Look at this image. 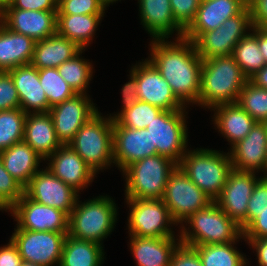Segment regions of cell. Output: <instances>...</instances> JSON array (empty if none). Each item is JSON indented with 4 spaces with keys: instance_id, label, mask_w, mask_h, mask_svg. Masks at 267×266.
I'll use <instances>...</instances> for the list:
<instances>
[{
    "instance_id": "obj_54",
    "label": "cell",
    "mask_w": 267,
    "mask_h": 266,
    "mask_svg": "<svg viewBox=\"0 0 267 266\" xmlns=\"http://www.w3.org/2000/svg\"><path fill=\"white\" fill-rule=\"evenodd\" d=\"M0 210L8 211L12 216V205L0 194Z\"/></svg>"
},
{
    "instance_id": "obj_11",
    "label": "cell",
    "mask_w": 267,
    "mask_h": 266,
    "mask_svg": "<svg viewBox=\"0 0 267 266\" xmlns=\"http://www.w3.org/2000/svg\"><path fill=\"white\" fill-rule=\"evenodd\" d=\"M162 200L172 219L179 224L178 227L192 214L213 202L189 179L179 165L169 176Z\"/></svg>"
},
{
    "instance_id": "obj_36",
    "label": "cell",
    "mask_w": 267,
    "mask_h": 266,
    "mask_svg": "<svg viewBox=\"0 0 267 266\" xmlns=\"http://www.w3.org/2000/svg\"><path fill=\"white\" fill-rule=\"evenodd\" d=\"M26 115L21 108L0 111V152L23 141Z\"/></svg>"
},
{
    "instance_id": "obj_41",
    "label": "cell",
    "mask_w": 267,
    "mask_h": 266,
    "mask_svg": "<svg viewBox=\"0 0 267 266\" xmlns=\"http://www.w3.org/2000/svg\"><path fill=\"white\" fill-rule=\"evenodd\" d=\"M267 208V176H262L255 184L249 198L246 215V227Z\"/></svg>"
},
{
    "instance_id": "obj_50",
    "label": "cell",
    "mask_w": 267,
    "mask_h": 266,
    "mask_svg": "<svg viewBox=\"0 0 267 266\" xmlns=\"http://www.w3.org/2000/svg\"><path fill=\"white\" fill-rule=\"evenodd\" d=\"M253 25L263 27L267 23V0H248Z\"/></svg>"
},
{
    "instance_id": "obj_16",
    "label": "cell",
    "mask_w": 267,
    "mask_h": 266,
    "mask_svg": "<svg viewBox=\"0 0 267 266\" xmlns=\"http://www.w3.org/2000/svg\"><path fill=\"white\" fill-rule=\"evenodd\" d=\"M12 216L23 230L68 233L69 216L65 212L39 204L25 194L12 206Z\"/></svg>"
},
{
    "instance_id": "obj_24",
    "label": "cell",
    "mask_w": 267,
    "mask_h": 266,
    "mask_svg": "<svg viewBox=\"0 0 267 266\" xmlns=\"http://www.w3.org/2000/svg\"><path fill=\"white\" fill-rule=\"evenodd\" d=\"M14 81L20 100V108L25 113L49 112L50 105L43 90L38 69L31 63L8 71Z\"/></svg>"
},
{
    "instance_id": "obj_5",
    "label": "cell",
    "mask_w": 267,
    "mask_h": 266,
    "mask_svg": "<svg viewBox=\"0 0 267 266\" xmlns=\"http://www.w3.org/2000/svg\"><path fill=\"white\" fill-rule=\"evenodd\" d=\"M178 165L213 201L220 196L233 169L229 151L226 153L208 148L188 150Z\"/></svg>"
},
{
    "instance_id": "obj_13",
    "label": "cell",
    "mask_w": 267,
    "mask_h": 266,
    "mask_svg": "<svg viewBox=\"0 0 267 266\" xmlns=\"http://www.w3.org/2000/svg\"><path fill=\"white\" fill-rule=\"evenodd\" d=\"M130 71L136 76L139 100L165 111L187 109L177 99L169 83L148 58L133 65Z\"/></svg>"
},
{
    "instance_id": "obj_12",
    "label": "cell",
    "mask_w": 267,
    "mask_h": 266,
    "mask_svg": "<svg viewBox=\"0 0 267 266\" xmlns=\"http://www.w3.org/2000/svg\"><path fill=\"white\" fill-rule=\"evenodd\" d=\"M67 234L50 231H29L16 226L10 239L16 245L23 261L43 266H59Z\"/></svg>"
},
{
    "instance_id": "obj_25",
    "label": "cell",
    "mask_w": 267,
    "mask_h": 266,
    "mask_svg": "<svg viewBox=\"0 0 267 266\" xmlns=\"http://www.w3.org/2000/svg\"><path fill=\"white\" fill-rule=\"evenodd\" d=\"M23 141L44 160L62 145L49 112L27 113Z\"/></svg>"
},
{
    "instance_id": "obj_7",
    "label": "cell",
    "mask_w": 267,
    "mask_h": 266,
    "mask_svg": "<svg viewBox=\"0 0 267 266\" xmlns=\"http://www.w3.org/2000/svg\"><path fill=\"white\" fill-rule=\"evenodd\" d=\"M177 163L154 155L129 165L123 172L126 199H162L171 172Z\"/></svg>"
},
{
    "instance_id": "obj_14",
    "label": "cell",
    "mask_w": 267,
    "mask_h": 266,
    "mask_svg": "<svg viewBox=\"0 0 267 266\" xmlns=\"http://www.w3.org/2000/svg\"><path fill=\"white\" fill-rule=\"evenodd\" d=\"M24 194L31 200L59 209L68 216L80 196L79 192L62 182L47 168L40 169L30 179V182L24 188Z\"/></svg>"
},
{
    "instance_id": "obj_49",
    "label": "cell",
    "mask_w": 267,
    "mask_h": 266,
    "mask_svg": "<svg viewBox=\"0 0 267 266\" xmlns=\"http://www.w3.org/2000/svg\"><path fill=\"white\" fill-rule=\"evenodd\" d=\"M22 262L23 259L11 239L7 245L0 247V266H21Z\"/></svg>"
},
{
    "instance_id": "obj_28",
    "label": "cell",
    "mask_w": 267,
    "mask_h": 266,
    "mask_svg": "<svg viewBox=\"0 0 267 266\" xmlns=\"http://www.w3.org/2000/svg\"><path fill=\"white\" fill-rule=\"evenodd\" d=\"M4 168L24 188L30 179L40 170V162L45 161L24 141L13 144L0 152Z\"/></svg>"
},
{
    "instance_id": "obj_45",
    "label": "cell",
    "mask_w": 267,
    "mask_h": 266,
    "mask_svg": "<svg viewBox=\"0 0 267 266\" xmlns=\"http://www.w3.org/2000/svg\"><path fill=\"white\" fill-rule=\"evenodd\" d=\"M169 266H203V264L193 246L180 242L172 253Z\"/></svg>"
},
{
    "instance_id": "obj_20",
    "label": "cell",
    "mask_w": 267,
    "mask_h": 266,
    "mask_svg": "<svg viewBox=\"0 0 267 266\" xmlns=\"http://www.w3.org/2000/svg\"><path fill=\"white\" fill-rule=\"evenodd\" d=\"M49 161V162H47ZM49 171L65 184L81 193L96 177L94 171L67 145H61L46 161Z\"/></svg>"
},
{
    "instance_id": "obj_23",
    "label": "cell",
    "mask_w": 267,
    "mask_h": 266,
    "mask_svg": "<svg viewBox=\"0 0 267 266\" xmlns=\"http://www.w3.org/2000/svg\"><path fill=\"white\" fill-rule=\"evenodd\" d=\"M142 26L152 39L182 38L184 29L175 21L170 0H138ZM171 35V36H170Z\"/></svg>"
},
{
    "instance_id": "obj_32",
    "label": "cell",
    "mask_w": 267,
    "mask_h": 266,
    "mask_svg": "<svg viewBox=\"0 0 267 266\" xmlns=\"http://www.w3.org/2000/svg\"><path fill=\"white\" fill-rule=\"evenodd\" d=\"M104 253L101 244L77 239L67 234L59 266H102Z\"/></svg>"
},
{
    "instance_id": "obj_55",
    "label": "cell",
    "mask_w": 267,
    "mask_h": 266,
    "mask_svg": "<svg viewBox=\"0 0 267 266\" xmlns=\"http://www.w3.org/2000/svg\"><path fill=\"white\" fill-rule=\"evenodd\" d=\"M12 0H0V11L7 7Z\"/></svg>"
},
{
    "instance_id": "obj_43",
    "label": "cell",
    "mask_w": 267,
    "mask_h": 266,
    "mask_svg": "<svg viewBox=\"0 0 267 266\" xmlns=\"http://www.w3.org/2000/svg\"><path fill=\"white\" fill-rule=\"evenodd\" d=\"M201 0H170L175 21L186 30L196 17Z\"/></svg>"
},
{
    "instance_id": "obj_46",
    "label": "cell",
    "mask_w": 267,
    "mask_h": 266,
    "mask_svg": "<svg viewBox=\"0 0 267 266\" xmlns=\"http://www.w3.org/2000/svg\"><path fill=\"white\" fill-rule=\"evenodd\" d=\"M130 73V80L124 84V86L121 89V95H122V109L121 111L117 112L116 114L109 116L112 118V120H115L123 111L131 108L134 104H136L138 99V91H137V82H136V76L129 71Z\"/></svg>"
},
{
    "instance_id": "obj_22",
    "label": "cell",
    "mask_w": 267,
    "mask_h": 266,
    "mask_svg": "<svg viewBox=\"0 0 267 266\" xmlns=\"http://www.w3.org/2000/svg\"><path fill=\"white\" fill-rule=\"evenodd\" d=\"M248 0H201L196 17L183 37L195 41L202 33L219 28L228 19L240 14Z\"/></svg>"
},
{
    "instance_id": "obj_33",
    "label": "cell",
    "mask_w": 267,
    "mask_h": 266,
    "mask_svg": "<svg viewBox=\"0 0 267 266\" xmlns=\"http://www.w3.org/2000/svg\"><path fill=\"white\" fill-rule=\"evenodd\" d=\"M251 32L236 44L232 54L248 79L266 65L259 50L258 27L254 26Z\"/></svg>"
},
{
    "instance_id": "obj_19",
    "label": "cell",
    "mask_w": 267,
    "mask_h": 266,
    "mask_svg": "<svg viewBox=\"0 0 267 266\" xmlns=\"http://www.w3.org/2000/svg\"><path fill=\"white\" fill-rule=\"evenodd\" d=\"M1 23L13 32L32 38L35 42L56 34L57 11L4 8Z\"/></svg>"
},
{
    "instance_id": "obj_15",
    "label": "cell",
    "mask_w": 267,
    "mask_h": 266,
    "mask_svg": "<svg viewBox=\"0 0 267 266\" xmlns=\"http://www.w3.org/2000/svg\"><path fill=\"white\" fill-rule=\"evenodd\" d=\"M256 172L232 169L227 177L220 196L215 200L218 206L243 231L246 228V215L249 198L256 182L262 177Z\"/></svg>"
},
{
    "instance_id": "obj_29",
    "label": "cell",
    "mask_w": 267,
    "mask_h": 266,
    "mask_svg": "<svg viewBox=\"0 0 267 266\" xmlns=\"http://www.w3.org/2000/svg\"><path fill=\"white\" fill-rule=\"evenodd\" d=\"M35 41L23 34L13 32L0 23V71H10L30 64Z\"/></svg>"
},
{
    "instance_id": "obj_30",
    "label": "cell",
    "mask_w": 267,
    "mask_h": 266,
    "mask_svg": "<svg viewBox=\"0 0 267 266\" xmlns=\"http://www.w3.org/2000/svg\"><path fill=\"white\" fill-rule=\"evenodd\" d=\"M81 50L82 48L74 41L56 33L49 38L35 42L31 64L37 69L57 68Z\"/></svg>"
},
{
    "instance_id": "obj_57",
    "label": "cell",
    "mask_w": 267,
    "mask_h": 266,
    "mask_svg": "<svg viewBox=\"0 0 267 266\" xmlns=\"http://www.w3.org/2000/svg\"><path fill=\"white\" fill-rule=\"evenodd\" d=\"M101 1L106 5V7H108L110 4H113L114 2L116 3V1L118 0H101Z\"/></svg>"
},
{
    "instance_id": "obj_48",
    "label": "cell",
    "mask_w": 267,
    "mask_h": 266,
    "mask_svg": "<svg viewBox=\"0 0 267 266\" xmlns=\"http://www.w3.org/2000/svg\"><path fill=\"white\" fill-rule=\"evenodd\" d=\"M244 239L267 238V208L243 230Z\"/></svg>"
},
{
    "instance_id": "obj_10",
    "label": "cell",
    "mask_w": 267,
    "mask_h": 266,
    "mask_svg": "<svg viewBox=\"0 0 267 266\" xmlns=\"http://www.w3.org/2000/svg\"><path fill=\"white\" fill-rule=\"evenodd\" d=\"M253 27L248 5L240 14L226 19L219 28L202 33L194 41L197 53L203 60L232 55L236 44L247 36Z\"/></svg>"
},
{
    "instance_id": "obj_53",
    "label": "cell",
    "mask_w": 267,
    "mask_h": 266,
    "mask_svg": "<svg viewBox=\"0 0 267 266\" xmlns=\"http://www.w3.org/2000/svg\"><path fill=\"white\" fill-rule=\"evenodd\" d=\"M258 43L259 50L264 56L265 63L267 64V30L263 27H258Z\"/></svg>"
},
{
    "instance_id": "obj_31",
    "label": "cell",
    "mask_w": 267,
    "mask_h": 266,
    "mask_svg": "<svg viewBox=\"0 0 267 266\" xmlns=\"http://www.w3.org/2000/svg\"><path fill=\"white\" fill-rule=\"evenodd\" d=\"M104 14L57 15L56 33L87 49Z\"/></svg>"
},
{
    "instance_id": "obj_6",
    "label": "cell",
    "mask_w": 267,
    "mask_h": 266,
    "mask_svg": "<svg viewBox=\"0 0 267 266\" xmlns=\"http://www.w3.org/2000/svg\"><path fill=\"white\" fill-rule=\"evenodd\" d=\"M98 111L75 134L68 144L95 174L114 165L113 120Z\"/></svg>"
},
{
    "instance_id": "obj_1",
    "label": "cell",
    "mask_w": 267,
    "mask_h": 266,
    "mask_svg": "<svg viewBox=\"0 0 267 266\" xmlns=\"http://www.w3.org/2000/svg\"><path fill=\"white\" fill-rule=\"evenodd\" d=\"M149 45L148 59L169 83L177 99L185 107L198 106L203 59L197 53L194 42L182 37L172 42L152 39Z\"/></svg>"
},
{
    "instance_id": "obj_40",
    "label": "cell",
    "mask_w": 267,
    "mask_h": 266,
    "mask_svg": "<svg viewBox=\"0 0 267 266\" xmlns=\"http://www.w3.org/2000/svg\"><path fill=\"white\" fill-rule=\"evenodd\" d=\"M105 10L101 0H58L57 15L104 14Z\"/></svg>"
},
{
    "instance_id": "obj_47",
    "label": "cell",
    "mask_w": 267,
    "mask_h": 266,
    "mask_svg": "<svg viewBox=\"0 0 267 266\" xmlns=\"http://www.w3.org/2000/svg\"><path fill=\"white\" fill-rule=\"evenodd\" d=\"M5 8L34 11H58V0H12Z\"/></svg>"
},
{
    "instance_id": "obj_37",
    "label": "cell",
    "mask_w": 267,
    "mask_h": 266,
    "mask_svg": "<svg viewBox=\"0 0 267 266\" xmlns=\"http://www.w3.org/2000/svg\"><path fill=\"white\" fill-rule=\"evenodd\" d=\"M40 84L45 91L50 108L73 97L76 93L61 77L57 68L38 69Z\"/></svg>"
},
{
    "instance_id": "obj_52",
    "label": "cell",
    "mask_w": 267,
    "mask_h": 266,
    "mask_svg": "<svg viewBox=\"0 0 267 266\" xmlns=\"http://www.w3.org/2000/svg\"><path fill=\"white\" fill-rule=\"evenodd\" d=\"M254 85L267 89V64L249 79Z\"/></svg>"
},
{
    "instance_id": "obj_58",
    "label": "cell",
    "mask_w": 267,
    "mask_h": 266,
    "mask_svg": "<svg viewBox=\"0 0 267 266\" xmlns=\"http://www.w3.org/2000/svg\"><path fill=\"white\" fill-rule=\"evenodd\" d=\"M265 176H267V152H266V160H265Z\"/></svg>"
},
{
    "instance_id": "obj_17",
    "label": "cell",
    "mask_w": 267,
    "mask_h": 266,
    "mask_svg": "<svg viewBox=\"0 0 267 266\" xmlns=\"http://www.w3.org/2000/svg\"><path fill=\"white\" fill-rule=\"evenodd\" d=\"M98 112L88 94H75L50 108L55 132L62 145L69 144L78 130Z\"/></svg>"
},
{
    "instance_id": "obj_18",
    "label": "cell",
    "mask_w": 267,
    "mask_h": 266,
    "mask_svg": "<svg viewBox=\"0 0 267 266\" xmlns=\"http://www.w3.org/2000/svg\"><path fill=\"white\" fill-rule=\"evenodd\" d=\"M156 154V147H152V138L146 128L140 130L122 127L113 120L114 165L120 172L134 162Z\"/></svg>"
},
{
    "instance_id": "obj_2",
    "label": "cell",
    "mask_w": 267,
    "mask_h": 266,
    "mask_svg": "<svg viewBox=\"0 0 267 266\" xmlns=\"http://www.w3.org/2000/svg\"><path fill=\"white\" fill-rule=\"evenodd\" d=\"M249 81L232 55L203 60L198 106L212 109L237 103L243 86Z\"/></svg>"
},
{
    "instance_id": "obj_3",
    "label": "cell",
    "mask_w": 267,
    "mask_h": 266,
    "mask_svg": "<svg viewBox=\"0 0 267 266\" xmlns=\"http://www.w3.org/2000/svg\"><path fill=\"white\" fill-rule=\"evenodd\" d=\"M180 226L178 234L181 243L189 246L206 244H224L244 240L243 231L213 201L204 209H200L186 219Z\"/></svg>"
},
{
    "instance_id": "obj_42",
    "label": "cell",
    "mask_w": 267,
    "mask_h": 266,
    "mask_svg": "<svg viewBox=\"0 0 267 266\" xmlns=\"http://www.w3.org/2000/svg\"><path fill=\"white\" fill-rule=\"evenodd\" d=\"M20 108V100L11 74L0 71V111Z\"/></svg>"
},
{
    "instance_id": "obj_59",
    "label": "cell",
    "mask_w": 267,
    "mask_h": 266,
    "mask_svg": "<svg viewBox=\"0 0 267 266\" xmlns=\"http://www.w3.org/2000/svg\"><path fill=\"white\" fill-rule=\"evenodd\" d=\"M267 132V121L263 122Z\"/></svg>"
},
{
    "instance_id": "obj_35",
    "label": "cell",
    "mask_w": 267,
    "mask_h": 266,
    "mask_svg": "<svg viewBox=\"0 0 267 266\" xmlns=\"http://www.w3.org/2000/svg\"><path fill=\"white\" fill-rule=\"evenodd\" d=\"M85 51L82 49L72 59L63 62L57 70L61 77L68 83L76 94H88V86L93 79V65L89 59L85 60L80 55Z\"/></svg>"
},
{
    "instance_id": "obj_56",
    "label": "cell",
    "mask_w": 267,
    "mask_h": 266,
    "mask_svg": "<svg viewBox=\"0 0 267 266\" xmlns=\"http://www.w3.org/2000/svg\"><path fill=\"white\" fill-rule=\"evenodd\" d=\"M21 266H43V265L32 263V262L23 261Z\"/></svg>"
},
{
    "instance_id": "obj_51",
    "label": "cell",
    "mask_w": 267,
    "mask_h": 266,
    "mask_svg": "<svg viewBox=\"0 0 267 266\" xmlns=\"http://www.w3.org/2000/svg\"><path fill=\"white\" fill-rule=\"evenodd\" d=\"M257 256L259 266H267V238L244 239Z\"/></svg>"
},
{
    "instance_id": "obj_4",
    "label": "cell",
    "mask_w": 267,
    "mask_h": 266,
    "mask_svg": "<svg viewBox=\"0 0 267 266\" xmlns=\"http://www.w3.org/2000/svg\"><path fill=\"white\" fill-rule=\"evenodd\" d=\"M69 215L68 235L93 241L103 246V240L111 234L117 222L118 208L110 196L79 201Z\"/></svg>"
},
{
    "instance_id": "obj_26",
    "label": "cell",
    "mask_w": 267,
    "mask_h": 266,
    "mask_svg": "<svg viewBox=\"0 0 267 266\" xmlns=\"http://www.w3.org/2000/svg\"><path fill=\"white\" fill-rule=\"evenodd\" d=\"M211 110L214 111V129L217 128L222 137L230 142V148L244 139L256 123L238 103L217 105Z\"/></svg>"
},
{
    "instance_id": "obj_8",
    "label": "cell",
    "mask_w": 267,
    "mask_h": 266,
    "mask_svg": "<svg viewBox=\"0 0 267 266\" xmlns=\"http://www.w3.org/2000/svg\"><path fill=\"white\" fill-rule=\"evenodd\" d=\"M129 206V236L147 238L180 237L171 228L178 225L162 199H125Z\"/></svg>"
},
{
    "instance_id": "obj_60",
    "label": "cell",
    "mask_w": 267,
    "mask_h": 266,
    "mask_svg": "<svg viewBox=\"0 0 267 266\" xmlns=\"http://www.w3.org/2000/svg\"><path fill=\"white\" fill-rule=\"evenodd\" d=\"M263 28H265L267 30V23L263 26Z\"/></svg>"
},
{
    "instance_id": "obj_39",
    "label": "cell",
    "mask_w": 267,
    "mask_h": 266,
    "mask_svg": "<svg viewBox=\"0 0 267 266\" xmlns=\"http://www.w3.org/2000/svg\"><path fill=\"white\" fill-rule=\"evenodd\" d=\"M163 110L139 100L131 108L123 111L115 120L122 126L133 129H144Z\"/></svg>"
},
{
    "instance_id": "obj_34",
    "label": "cell",
    "mask_w": 267,
    "mask_h": 266,
    "mask_svg": "<svg viewBox=\"0 0 267 266\" xmlns=\"http://www.w3.org/2000/svg\"><path fill=\"white\" fill-rule=\"evenodd\" d=\"M237 242L193 246L203 266H249L244 254L235 247ZM235 245V246H234Z\"/></svg>"
},
{
    "instance_id": "obj_9",
    "label": "cell",
    "mask_w": 267,
    "mask_h": 266,
    "mask_svg": "<svg viewBox=\"0 0 267 266\" xmlns=\"http://www.w3.org/2000/svg\"><path fill=\"white\" fill-rule=\"evenodd\" d=\"M187 114L186 109L163 110L146 127L152 138V147H156L157 154L166 156L177 164L189 150L187 149L189 133L186 125Z\"/></svg>"
},
{
    "instance_id": "obj_44",
    "label": "cell",
    "mask_w": 267,
    "mask_h": 266,
    "mask_svg": "<svg viewBox=\"0 0 267 266\" xmlns=\"http://www.w3.org/2000/svg\"><path fill=\"white\" fill-rule=\"evenodd\" d=\"M0 194L12 206L24 195V187L4 168L0 158Z\"/></svg>"
},
{
    "instance_id": "obj_38",
    "label": "cell",
    "mask_w": 267,
    "mask_h": 266,
    "mask_svg": "<svg viewBox=\"0 0 267 266\" xmlns=\"http://www.w3.org/2000/svg\"><path fill=\"white\" fill-rule=\"evenodd\" d=\"M256 122L267 121V89L248 81L237 102Z\"/></svg>"
},
{
    "instance_id": "obj_27",
    "label": "cell",
    "mask_w": 267,
    "mask_h": 266,
    "mask_svg": "<svg viewBox=\"0 0 267 266\" xmlns=\"http://www.w3.org/2000/svg\"><path fill=\"white\" fill-rule=\"evenodd\" d=\"M130 250L137 266H169L180 237L147 238L130 236Z\"/></svg>"
},
{
    "instance_id": "obj_21",
    "label": "cell",
    "mask_w": 267,
    "mask_h": 266,
    "mask_svg": "<svg viewBox=\"0 0 267 266\" xmlns=\"http://www.w3.org/2000/svg\"><path fill=\"white\" fill-rule=\"evenodd\" d=\"M232 167L239 171L263 172L267 152V132L264 123L256 122L244 139L230 149Z\"/></svg>"
}]
</instances>
